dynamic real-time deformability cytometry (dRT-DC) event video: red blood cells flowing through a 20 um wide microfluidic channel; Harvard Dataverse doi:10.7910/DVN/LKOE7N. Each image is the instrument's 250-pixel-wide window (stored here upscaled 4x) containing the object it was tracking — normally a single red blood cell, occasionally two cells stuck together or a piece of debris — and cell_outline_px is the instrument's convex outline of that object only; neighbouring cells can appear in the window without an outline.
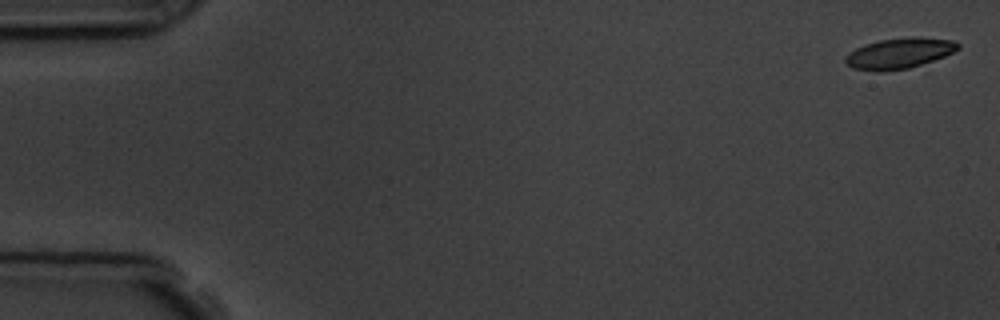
{"species": "common noctule bat (a hibernating species)", "species_latin": "Nyctalus noctula", "temperature_condition": "room temperature", "stored_images_in_passage": 9, "camera_frame_rate_fps": 3000, "um_per_image_px": 0.085, "animal": {"sex": "male", "body_mass_g": 19.5, "forearm_length_mm": 54.6}, "frame": {"image": 1, "passage_image": 1, "time_ms": 0.0, "image_size_px": [1000, 320], "cell_outline_px": [[960, 48], [944, 56], [908, 68], [884, 72], [876, 72], [852, 68], [844, 60], [844, 56], [856, 48], [864, 44], [880, 40], [908, 36], [912, 36], [956, 40], [960, 44]], "centroid_in_image_um": [76.42, 4.52], "position_along_channel_um": 8.6, "area_um2": 20.23}}
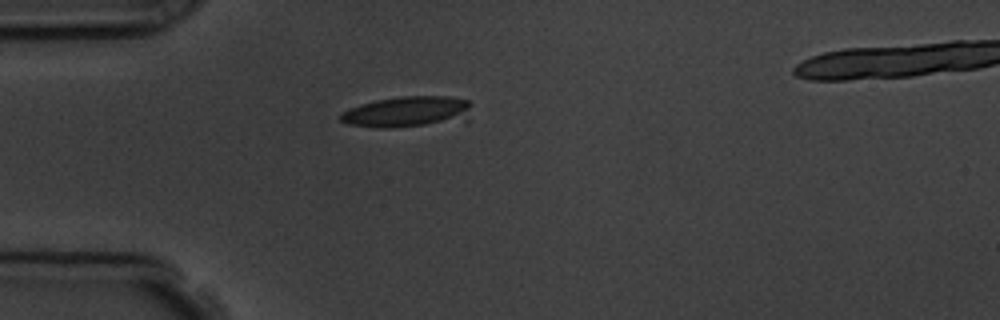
{"frame": {"image": 2, "passage_image": 5, "time_ms": 4.667, "image_size_px": [1000, 320], "cell_outline_px": [[472, 104], [468, 120], [392, 128], [376, 128], [348, 124], [340, 120], [340, 116], [344, 112], [352, 108], [376, 100], [400, 96], [448, 96], [468, 100]], "centroid_in_image_um": [34.7, 9.5], "position_along_channel_um": 50.3, "area_um2": 23.58}}